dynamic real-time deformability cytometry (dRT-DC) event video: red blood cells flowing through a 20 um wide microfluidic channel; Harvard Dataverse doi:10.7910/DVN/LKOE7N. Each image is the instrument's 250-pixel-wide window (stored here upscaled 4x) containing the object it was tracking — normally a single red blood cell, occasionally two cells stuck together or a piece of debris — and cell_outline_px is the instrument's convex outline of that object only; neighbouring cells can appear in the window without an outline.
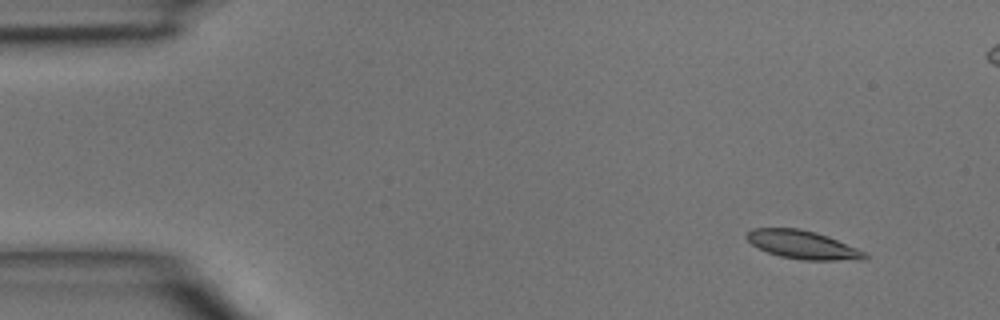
{"species": "common noctule bat (a hibernating species)", "species_latin": "Nyctalus noctula", "temperature_condition": "room temperature", "stored_images_in_passage": 4, "camera_frame_rate_fps": 3000, "um_per_image_px": 0.085, "animal": {"sex": "male", "body_mass_g": 15.6}, "frame": {"image": 1, "passage_image": 1, "time_ms": 0.0, "image_size_px": [1000, 320], "cell_outline_px": [[868, 256], [864, 260], [804, 260], [780, 256], [768, 252], [752, 244], [744, 236], [752, 228], [800, 228], [816, 232], [828, 236], [868, 252]], "centroid_in_image_um": [68.28, 20.8], "position_along_channel_um": 16.7, "area_um2": 19.59}}